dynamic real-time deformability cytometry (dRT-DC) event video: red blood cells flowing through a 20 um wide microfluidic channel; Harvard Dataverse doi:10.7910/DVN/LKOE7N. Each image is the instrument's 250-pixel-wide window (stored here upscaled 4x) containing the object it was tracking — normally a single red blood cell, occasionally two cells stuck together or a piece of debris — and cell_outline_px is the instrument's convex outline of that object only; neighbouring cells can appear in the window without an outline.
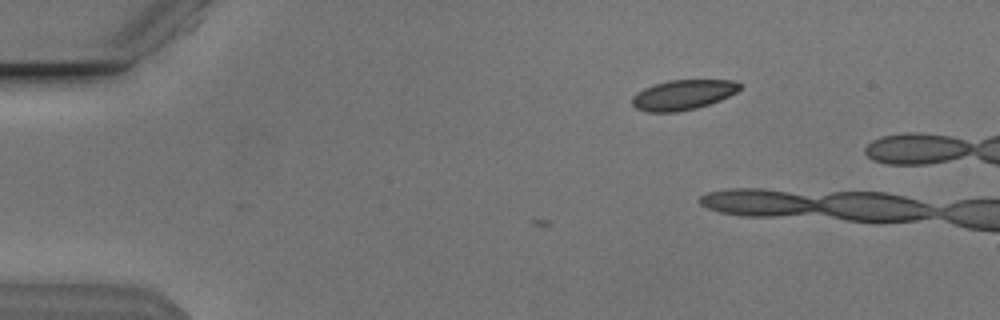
{"species": "Egyptian fruit bat (a non-hibernating species)", "species_latin": "Rousettus aegyptiacus", "temperature_condition": "cold", "stored_images_in_passage": 3, "camera_frame_rate_fps": 3000, "um_per_image_px": 0.085, "animal": {"sex": "male"}, "frame": {"image": 1, "passage_image": 3, "time_ms": 0.667, "image_size_px": [1000, 320], "cell_outline_px": [[740, 88], [736, 92], [720, 100], [696, 108], [676, 112], [648, 112], [636, 108], [632, 104], [632, 96], [644, 88], [652, 84], [668, 80], [736, 80], [740, 84]], "centroid_in_image_um": [58.03, 8.05], "position_along_channel_um": 27.0, "area_um2": 18.79}}